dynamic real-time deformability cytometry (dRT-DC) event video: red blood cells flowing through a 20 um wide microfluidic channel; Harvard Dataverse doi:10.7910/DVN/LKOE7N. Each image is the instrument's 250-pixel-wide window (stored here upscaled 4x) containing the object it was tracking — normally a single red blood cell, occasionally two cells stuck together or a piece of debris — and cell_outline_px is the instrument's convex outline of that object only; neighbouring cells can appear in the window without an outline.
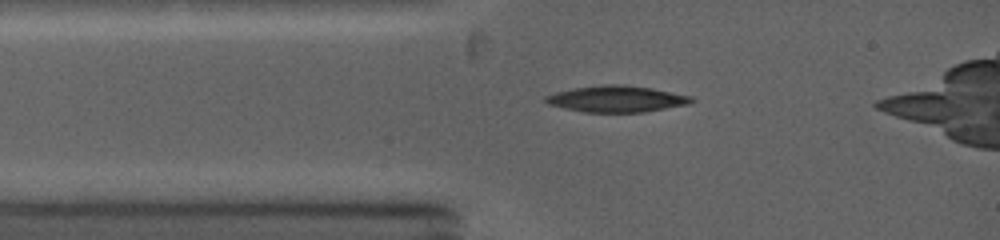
{"species": "common noctule bat (a hibernating species)", "species_latin": "Nyctalus noctula", "temperature_condition": "warm", "stored_images_in_passage": 25, "camera_frame_rate_fps": 5000, "um_per_image_px": 0.085, "animal": {"sex": "female", "body_mass_g": 19.0, "forearm_length_mm": 53.3}, "frame": {"image": 1, "passage_image": 4, "time_ms": 1.2, "image_size_px": [1000, 240], "cell_outline_px": [[696, 100], [688, 104], [644, 112], [584, 112], [564, 108], [548, 104], [544, 100], [544, 96], [556, 92], [572, 88], [604, 84], [624, 84], [652, 88], [692, 96]], "centroid_in_image_um": [52.4, 8.4], "position_along_channel_um": 32.6, "area_um2": 22.48}}
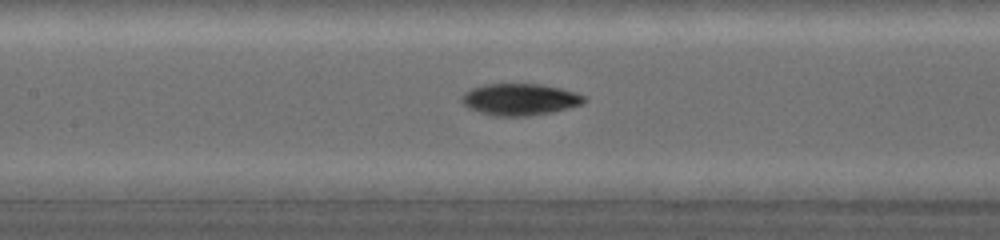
{"frame": {"image": 2, "passage_image": 21, "time_ms": 4.4, "image_size_px": [1000, 240], "cell_outline_px": [[588, 100], [580, 104], [568, 108], [552, 112], [528, 116], [496, 116], [480, 112], [468, 108], [460, 100], [460, 96], [464, 92], [472, 88], [484, 84], [540, 84], [560, 88], [584, 96]], "centroid_in_image_um": [44.14, 8.45], "position_along_channel_um": 163.3, "area_um2": 22.54}}